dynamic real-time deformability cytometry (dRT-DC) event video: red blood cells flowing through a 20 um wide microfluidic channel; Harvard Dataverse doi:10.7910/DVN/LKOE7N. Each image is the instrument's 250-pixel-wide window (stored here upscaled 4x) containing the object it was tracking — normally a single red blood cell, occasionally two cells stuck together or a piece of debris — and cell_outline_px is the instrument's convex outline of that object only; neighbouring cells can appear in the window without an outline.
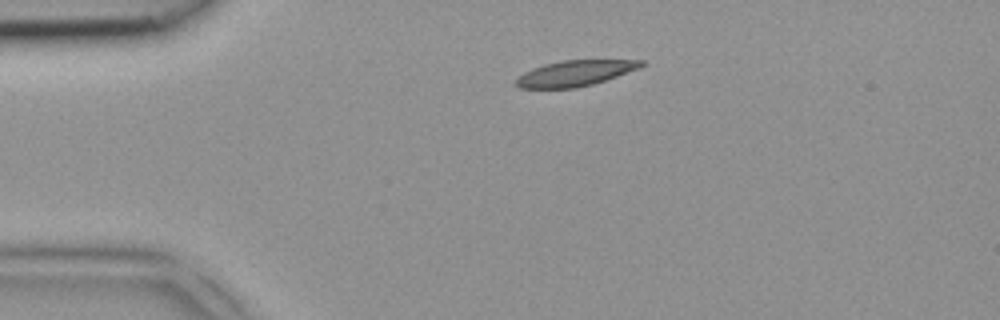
{"species": "common noctule bat (a hibernating species)", "species_latin": "Nyctalus noctula", "temperature_condition": "room temperature", "stored_images_in_passage": 2, "camera_frame_rate_fps": 3000, "um_per_image_px": 0.085, "animal": {"sex": "female", "body_mass_g": 18.4}, "frame": {"image": 1, "passage_image": 1, "time_ms": 0.0, "image_size_px": [1000, 320], "cell_outline_px": [[644, 64], [640, 68], [592, 84], [576, 88], [520, 88], [516, 84], [516, 80], [524, 72], [532, 68], [544, 64], [564, 60], [644, 60]], "centroid_in_image_um": [48.87, 6.22], "position_along_channel_um": 36.1, "area_um2": 18.5}}